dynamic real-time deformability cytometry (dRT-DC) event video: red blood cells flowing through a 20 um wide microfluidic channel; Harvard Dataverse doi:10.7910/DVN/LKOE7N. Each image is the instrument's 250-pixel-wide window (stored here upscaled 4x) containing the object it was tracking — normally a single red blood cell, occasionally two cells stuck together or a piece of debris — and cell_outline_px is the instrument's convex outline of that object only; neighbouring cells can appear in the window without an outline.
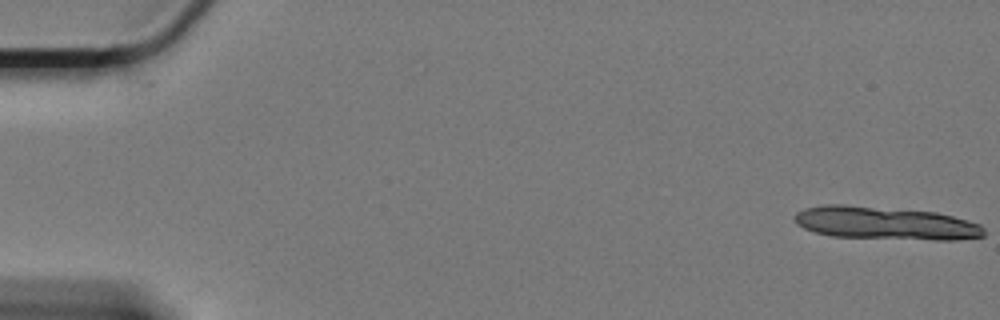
{"species": "Egyptian fruit bat (a non-hibernating species)", "species_latin": "Rousettus aegyptiacus", "temperature_condition": "cold", "stored_images_in_passage": 14, "camera_frame_rate_fps": 3000, "um_per_image_px": 0.085, "animal": {"sex": "female"}, "frame": {"image": 1, "passage_image": 1, "time_ms": 0.0, "image_size_px": [1000, 320], "cell_outline_px": [[984, 236], [956, 240], [932, 240], [832, 236], [816, 232], [804, 228], [796, 224], [792, 216], [796, 212], [804, 208], [828, 204], [840, 204], [936, 212], [968, 220], [980, 224], [984, 228]], "centroid_in_image_um": [75.25, 18.97], "position_along_channel_um": 9.8, "area_um2": 36.41}}